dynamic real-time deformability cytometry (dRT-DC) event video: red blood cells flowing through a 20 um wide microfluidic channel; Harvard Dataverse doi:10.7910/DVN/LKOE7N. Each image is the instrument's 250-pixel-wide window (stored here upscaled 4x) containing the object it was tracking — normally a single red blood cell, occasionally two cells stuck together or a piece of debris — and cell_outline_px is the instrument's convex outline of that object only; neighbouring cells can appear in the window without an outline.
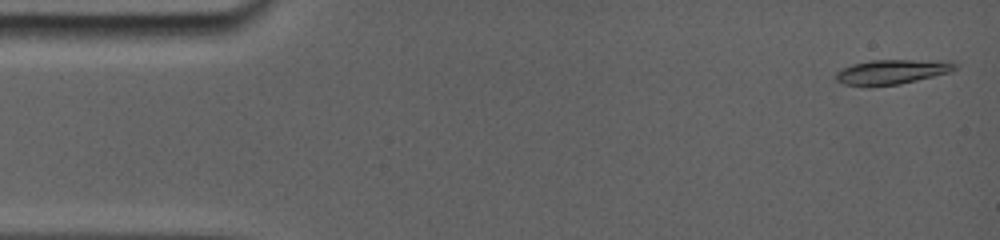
{"species": "common noctule bat (a hibernating species)", "species_latin": "Nyctalus noctula", "temperature_condition": "room temperature", "stored_images_in_passage": 11, "camera_frame_rate_fps": 5000, "um_per_image_px": 0.085, "animal": {"sex": "female", "body_mass_g": 19.0, "forearm_length_mm": 56.7}, "frame": {"image": 1, "passage_image": 1, "time_ms": 0.0, "image_size_px": [1000, 240], "cell_outline_px": [[960, 64], [952, 72], [900, 84], [868, 88], [844, 84], [836, 80], [832, 76], [836, 72], [852, 64], [872, 60], [952, 60]], "centroid_in_image_um": [75.84, 6.12], "position_along_channel_um": 9.2, "area_um2": 17.8}}
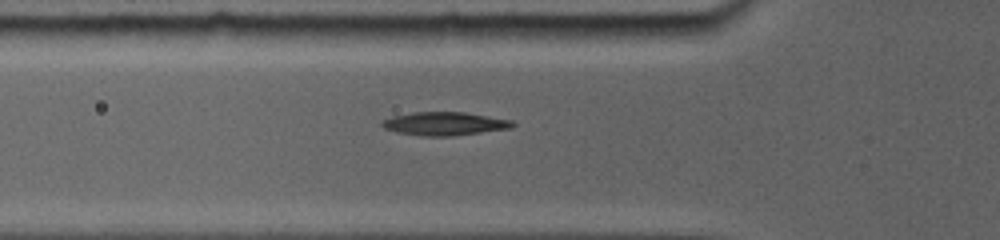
{"frame": {"image": 2, "passage_image": 9, "time_ms": 5.0, "image_size_px": [1000, 240], "cell_outline_px": [[516, 124], [508, 128], [448, 136], [428, 136], [400, 132], [384, 128], [380, 124], [384, 120], [392, 116], [412, 112], [464, 112], [512, 120]], "centroid_in_image_um": [37.77, 10.49], "position_along_channel_um": 88.0, "area_um2": 17.28}}
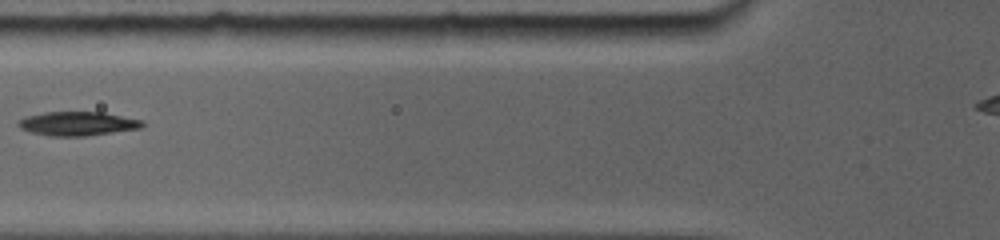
{"frame": {"image": 3, "passage_image": 10, "time_ms": 5.8, "image_size_px": [1000, 240], "cell_outline_px": [[144, 124], [136, 128], [84, 136], [52, 136], [32, 132], [24, 128], [20, 124], [20, 120], [28, 116], [44, 112], [104, 112], [140, 120]], "centroid_in_image_um": [6.59, 10.49], "position_along_channel_um": 119.2, "area_um2": 16.59}}